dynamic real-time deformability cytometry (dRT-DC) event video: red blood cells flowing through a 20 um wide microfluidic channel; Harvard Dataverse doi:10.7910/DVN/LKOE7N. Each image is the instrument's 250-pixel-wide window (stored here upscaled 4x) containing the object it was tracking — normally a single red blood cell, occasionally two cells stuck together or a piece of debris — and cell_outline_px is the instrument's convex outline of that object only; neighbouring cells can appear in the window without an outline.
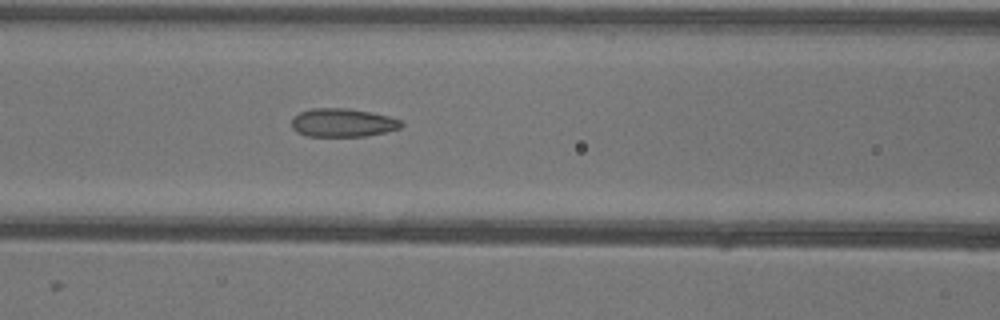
{"species": "common noctule bat (a hibernating species)", "species_latin": "Nyctalus noctula", "temperature_condition": "warm", "stored_images_in_passage": 13, "camera_frame_rate_fps": 3000, "um_per_image_px": 0.085, "animal": {"sex": "female"}, "frame": {"image": 1, "passage_image": 9, "time_ms": 2.667, "image_size_px": [1000, 320], "cell_outline_px": [[404, 124], [400, 128], [384, 132], [364, 136], [308, 136], [296, 132], [292, 128], [292, 116], [300, 112], [312, 108], [348, 108], [388, 116], [400, 120]], "centroid_in_image_um": [29.09, 10.43], "position_along_channel_um": 137.5, "area_um2": 18.09}}
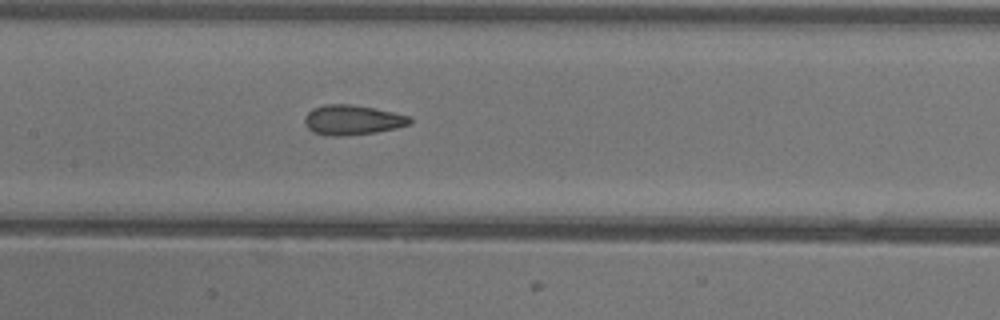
{"frame": {"image": 2, "passage_image": 12, "time_ms": 3.667, "image_size_px": [1000, 320], "cell_outline_px": [[412, 124], [396, 128], [376, 132], [348, 136], [328, 136], [312, 132], [304, 124], [304, 116], [312, 108], [324, 104], [352, 104], [392, 112], [408, 116], [412, 120]], "centroid_in_image_um": [29.91, 10.2], "position_along_channel_um": 177.5, "area_um2": 18.5}}